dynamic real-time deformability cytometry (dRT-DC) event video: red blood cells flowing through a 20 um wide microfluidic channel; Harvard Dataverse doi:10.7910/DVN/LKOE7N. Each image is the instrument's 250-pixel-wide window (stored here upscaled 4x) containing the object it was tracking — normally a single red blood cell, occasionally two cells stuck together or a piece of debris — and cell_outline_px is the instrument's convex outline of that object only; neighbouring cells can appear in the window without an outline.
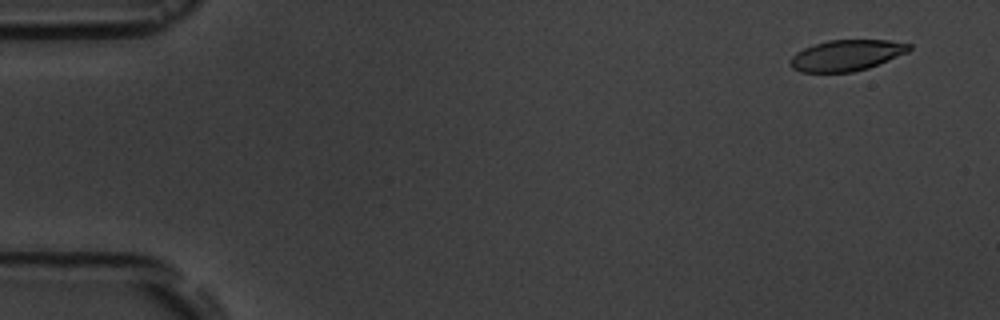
{"species": "common noctule bat (a hibernating species)", "species_latin": "Nyctalus noctula", "temperature_condition": "room temperature", "stored_images_in_passage": 5, "camera_frame_rate_fps": 3000, "um_per_image_px": 0.085, "animal": {"sex": "male", "body_mass_g": 19.5, "forearm_length_mm": 54.6}, "frame": {"image": 1, "passage_image": 1, "time_ms": 0.0, "image_size_px": [1000, 320], "cell_outline_px": [[912, 48], [908, 52], [868, 68], [852, 72], [800, 72], [792, 68], [788, 60], [796, 52], [812, 44], [828, 40], [888, 40], [912, 44]], "centroid_in_image_um": [71.93, 4.7], "position_along_channel_um": 13.1, "area_um2": 21.56}}
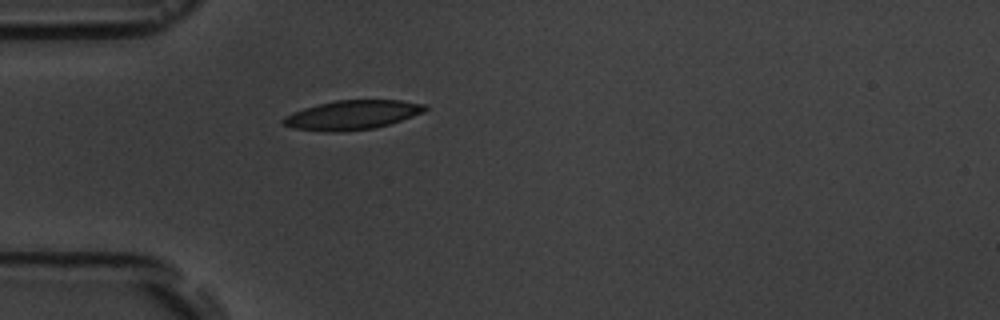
{"frame": {"image": 2, "passage_image": 5, "time_ms": 4.333, "image_size_px": [1000, 320], "cell_outline_px": [[428, 108], [424, 112], [376, 128], [340, 132], [328, 132], [292, 128], [284, 124], [280, 120], [284, 116], [292, 112], [304, 108], [336, 100], [400, 100], [428, 104]], "centroid_in_image_um": [29.93, 9.77], "position_along_channel_um": 55.1, "area_um2": 24.22}}